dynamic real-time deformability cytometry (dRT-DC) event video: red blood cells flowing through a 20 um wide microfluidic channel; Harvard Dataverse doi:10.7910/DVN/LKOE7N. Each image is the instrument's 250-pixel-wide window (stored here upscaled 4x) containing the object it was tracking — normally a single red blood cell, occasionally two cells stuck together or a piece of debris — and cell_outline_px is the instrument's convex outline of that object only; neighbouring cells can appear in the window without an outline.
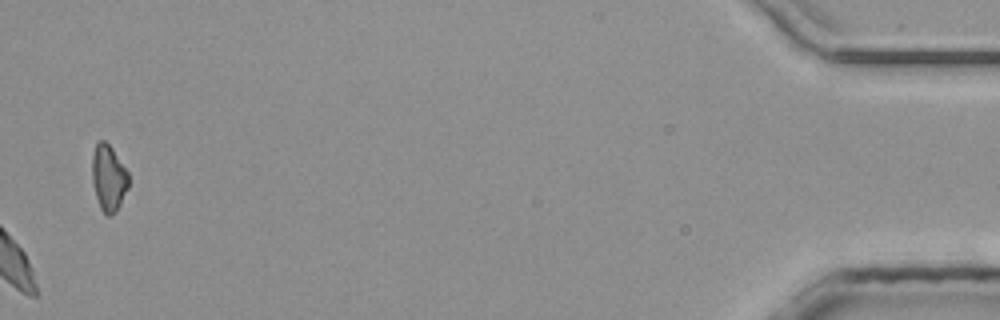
{"species": "common noctule bat (a hibernating species)", "species_latin": "Nyctalus noctula", "temperature_condition": "room temperature", "stored_images_in_passage": 30, "camera_frame_rate_fps": 3000, "um_per_image_px": 0.085, "animal": {"sex": "male", "body_mass_g": 20.4}, "frame": {"image": 1, "passage_image": 30, "time_ms": 9.667, "image_size_px": [1000, 320], "cell_outline_px": [[128, 188], [116, 212], [112, 216], [108, 216], [100, 208], [96, 196], [92, 180], [92, 156], [96, 144], [100, 140], [104, 140], [112, 148], [128, 172]], "centroid_in_image_um": [9.23, 15.13], "position_along_channel_um": 426.0, "area_um2": 13.99}}